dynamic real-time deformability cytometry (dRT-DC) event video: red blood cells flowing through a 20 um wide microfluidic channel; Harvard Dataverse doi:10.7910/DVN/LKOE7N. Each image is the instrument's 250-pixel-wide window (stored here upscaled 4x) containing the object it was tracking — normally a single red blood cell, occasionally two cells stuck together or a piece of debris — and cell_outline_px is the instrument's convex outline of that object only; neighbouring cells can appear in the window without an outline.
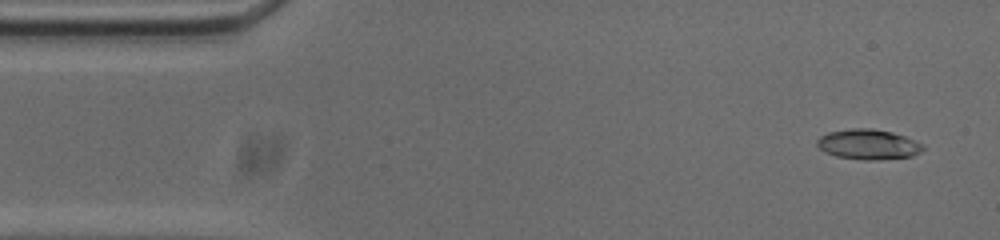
{"species": "common noctule bat (a hibernating species)", "species_latin": "Nyctalus noctula", "temperature_condition": "cold", "stored_images_in_passage": 15, "camera_frame_rate_fps": 3000, "um_per_image_px": 0.085, "animal": {"sex": "male", "body_mass_g": 20.0, "forearm_length_mm": 53.3}, "frame": {"image": 1, "passage_image": 3, "time_ms": 0.667, "image_size_px": [1000, 240], "cell_outline_px": [[924, 148], [920, 152], [912, 156], [880, 160], [864, 160], [836, 156], [824, 152], [816, 144], [816, 140], [820, 136], [828, 132], [852, 128], [872, 128], [892, 132], [916, 140], [924, 144]], "centroid_in_image_um": [73.81, 12.27], "position_along_channel_um": 11.2, "area_um2": 18.79}}